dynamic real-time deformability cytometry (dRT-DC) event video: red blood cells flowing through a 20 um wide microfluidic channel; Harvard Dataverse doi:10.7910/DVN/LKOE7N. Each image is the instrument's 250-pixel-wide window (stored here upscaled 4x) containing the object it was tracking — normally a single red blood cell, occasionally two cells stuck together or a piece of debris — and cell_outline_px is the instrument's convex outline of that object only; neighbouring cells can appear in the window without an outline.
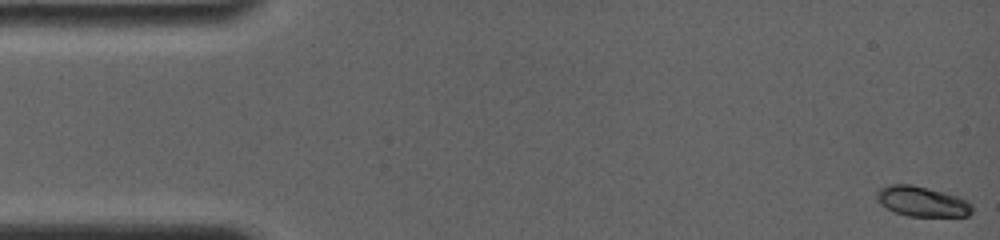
{"species": "common noctule bat (a hibernating species)", "species_latin": "Nyctalus noctula", "temperature_condition": "room temperature", "stored_images_in_passage": 45, "camera_frame_rate_fps": 4000, "um_per_image_px": 0.085, "animal": {"sex": "female", "body_mass_g": 19.0, "forearm_length_mm": 56.7}, "frame": {"image": 1, "passage_image": 1, "time_ms": 0.0, "image_size_px": [1000, 240], "cell_outline_px": [[972, 212], [968, 216], [908, 216], [896, 212], [880, 204], [876, 200], [876, 192], [880, 188], [888, 184], [912, 184], [960, 196], [968, 200], [972, 204]], "centroid_in_image_um": [78.39, 17.11], "position_along_channel_um": 6.6, "area_um2": 16.94}}
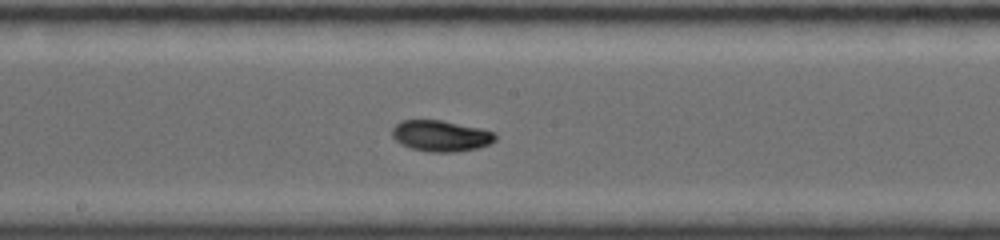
{"frame": {"image": 2, "passage_image": 23, "time_ms": 8.75, "image_size_px": [1000, 240], "cell_outline_px": [[496, 140], [488, 144], [476, 148], [452, 152], [432, 152], [412, 148], [400, 144], [392, 136], [392, 128], [400, 120], [440, 120], [480, 128], [496, 132]], "centroid_in_image_um": [37.46, 11.54], "position_along_channel_um": 210.7, "area_um2": 18.55}}
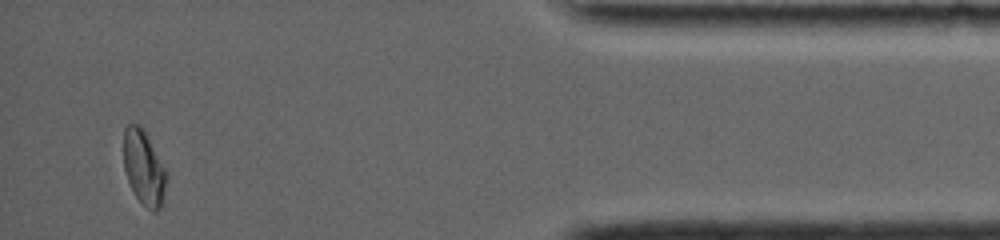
{"frame": {"image": 3, "passage_image": 43, "time_ms": 15.5, "image_size_px": [1000, 240], "cell_outline_px": [[168, 176], [160, 208], [156, 212], [152, 212], [136, 196], [128, 180], [124, 168], [124, 128], [128, 124], [140, 124], [144, 128], [168, 172]], "centroid_in_image_um": [12.25, 14.21], "position_along_channel_um": 423.0, "area_um2": 18.73}, "authors_computed_cell_mechanics": {"area_um2": 17.918, "velocity_mm_per_s": 3.8164, "shape_relaxation_time_tau1_ms": 3.551, "shape_relaxation_time_tau2_ms": null, "deformation_change_tau1": 0.1576, "deformation_change_tau2": null}}